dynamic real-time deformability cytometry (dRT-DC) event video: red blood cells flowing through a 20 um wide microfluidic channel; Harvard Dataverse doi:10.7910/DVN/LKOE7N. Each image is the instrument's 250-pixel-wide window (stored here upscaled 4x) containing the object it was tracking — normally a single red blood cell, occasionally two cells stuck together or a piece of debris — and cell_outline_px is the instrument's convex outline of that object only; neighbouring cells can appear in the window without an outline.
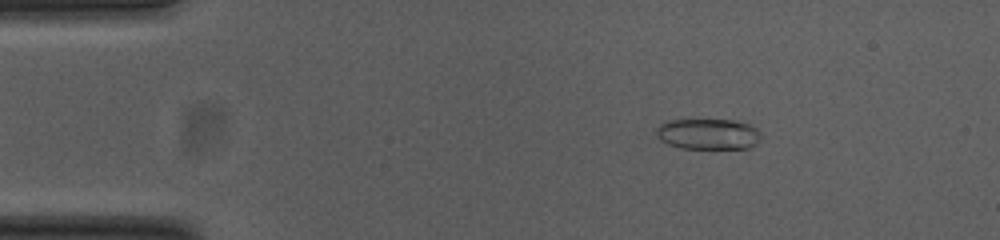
{"species": "common noctule bat (a hibernating species)", "species_latin": "Nyctalus noctula", "temperature_condition": "cold", "stored_images_in_passage": 52, "camera_frame_rate_fps": 3000, "um_per_image_px": 0.085, "animal": {"sex": "female", "body_mass_g": 23.0, "forearm_length_mm": 53.4}, "frame": {"image": 1, "passage_image": 7, "time_ms": 2.0, "image_size_px": [1000, 240], "cell_outline_px": [[764, 136], [756, 144], [748, 148], [680, 148], [668, 144], [660, 140], [656, 136], [656, 128], [660, 124], [668, 120], [732, 120], [748, 124], [756, 128]], "centroid_in_image_um": [60.2, 11.39], "position_along_channel_um": 24.8, "area_um2": 18.9}}
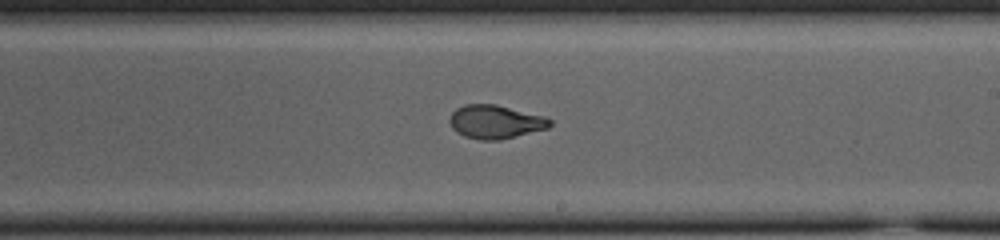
{"frame": {"image": 2, "passage_image": 30, "time_ms": 9.667, "image_size_px": [1000, 240], "cell_outline_px": [[552, 124], [548, 128], [500, 140], [480, 140], [464, 136], [456, 132], [452, 128], [448, 120], [452, 112], [456, 108], [464, 104], [496, 104], [544, 116], [552, 120]], "centroid_in_image_um": [42.08, 10.35], "position_along_channel_um": 246.9, "area_um2": 19.71}}
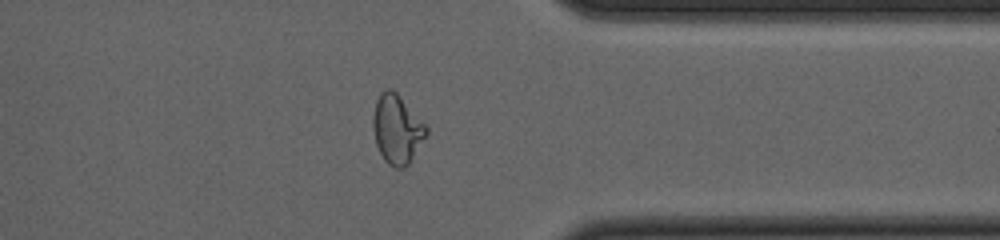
{"frame": {"image": 3, "passage_image": 41, "time_ms": 13.333, "image_size_px": [1000, 240], "cell_outline_px": [[428, 132], [408, 164], [404, 168], [396, 168], [388, 164], [384, 160], [376, 144], [372, 128], [372, 116], [376, 100], [380, 92], [384, 88], [392, 88], [400, 96], [428, 128]], "centroid_in_image_um": [33.7, 10.96], "position_along_channel_um": 377.7, "area_um2": 21.33}, "authors_computed_cell_mechanics": {"area_um2": 20.0277, "velocity_mm_per_s": 3.7728, "shape_relaxation_time_tau1_ms": 7.815, "shape_relaxation_time_tau2_ms": 0.8845, "deformation_change_tau1": 0.2342, "deformation_change_tau2": 0.0599}}